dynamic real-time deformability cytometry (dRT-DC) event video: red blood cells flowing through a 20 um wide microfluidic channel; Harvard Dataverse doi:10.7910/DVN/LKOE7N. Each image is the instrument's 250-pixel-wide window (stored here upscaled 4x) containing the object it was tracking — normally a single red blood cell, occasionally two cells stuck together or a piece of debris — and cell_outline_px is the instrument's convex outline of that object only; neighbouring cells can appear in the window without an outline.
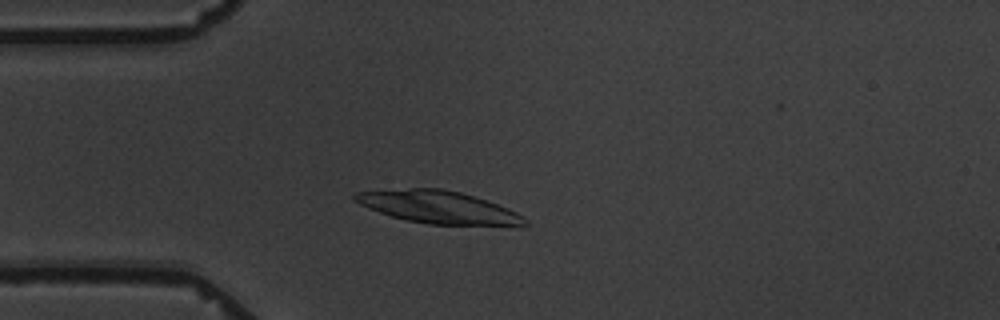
{"species": "common noctule bat (a hibernating species)", "species_latin": "Nyctalus noctula", "temperature_condition": "warm", "stored_images_in_passage": 5, "camera_frame_rate_fps": 3000, "um_per_image_px": 0.085, "animal": {"sex": "male", "body_mass_g": 19.5, "forearm_length_mm": 54.6}, "frame": {"image": 1, "passage_image": 3, "time_ms": 2.333, "image_size_px": [1000, 320], "cell_outline_px": [[528, 224], [428, 224], [404, 220], [368, 208], [352, 200], [352, 196], [356, 192], [412, 188], [440, 188], [460, 192], [508, 208], [524, 216], [528, 220]], "centroid_in_image_um": [37.18, 17.59], "position_along_channel_um": 47.8, "area_um2": 31.44}}